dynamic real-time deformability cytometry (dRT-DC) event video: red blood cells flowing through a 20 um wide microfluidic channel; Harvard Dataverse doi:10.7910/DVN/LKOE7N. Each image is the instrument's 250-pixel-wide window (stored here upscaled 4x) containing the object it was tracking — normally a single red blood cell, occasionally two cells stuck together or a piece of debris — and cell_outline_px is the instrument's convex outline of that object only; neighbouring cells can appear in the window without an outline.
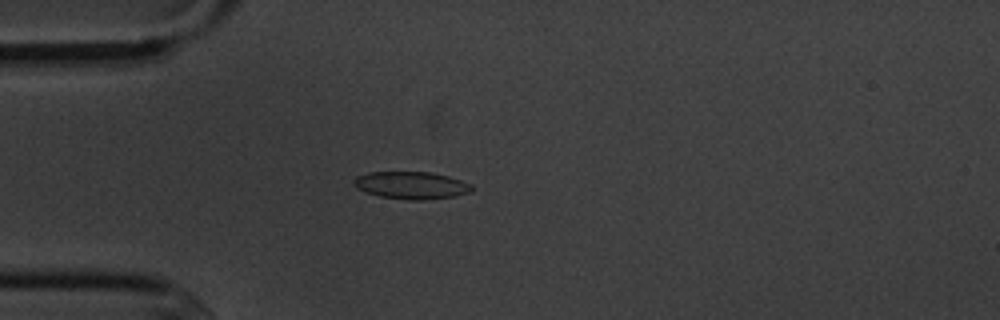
{"species": "common noctule bat (a hibernating species)", "species_latin": "Nyctalus noctula", "temperature_condition": "cold", "stored_images_in_passage": 5, "camera_frame_rate_fps": 3000, "um_per_image_px": 0.085, "animal": {"sex": "male", "body_mass_g": 20.1, "forearm_length_mm": 53.5}, "frame": {"image": 1, "passage_image": 2, "time_ms": 1.333, "image_size_px": [1000, 320], "cell_outline_px": [[472, 192], [456, 196], [424, 200], [408, 200], [380, 196], [364, 192], [356, 188], [352, 180], [356, 176], [368, 172], [432, 172], [448, 176], [472, 184]], "centroid_in_image_um": [34.95, 15.75], "position_along_channel_um": 50.0, "area_um2": 19.02}}
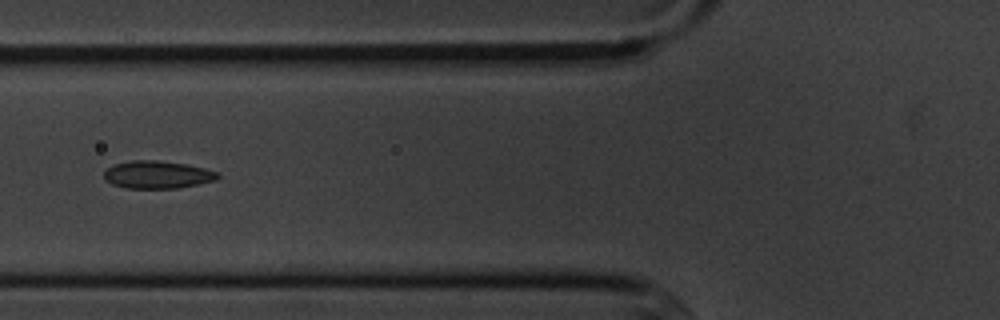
{"frame": {"image": 2, "passage_image": 4, "time_ms": 3.333, "image_size_px": [1000, 320], "cell_outline_px": [[220, 176], [216, 180], [176, 188], [124, 188], [112, 184], [104, 180], [104, 172], [112, 164], [132, 160], [156, 160], [188, 164], [220, 172]], "centroid_in_image_um": [13.36, 14.84], "position_along_channel_um": 112.4, "area_um2": 18.44}}
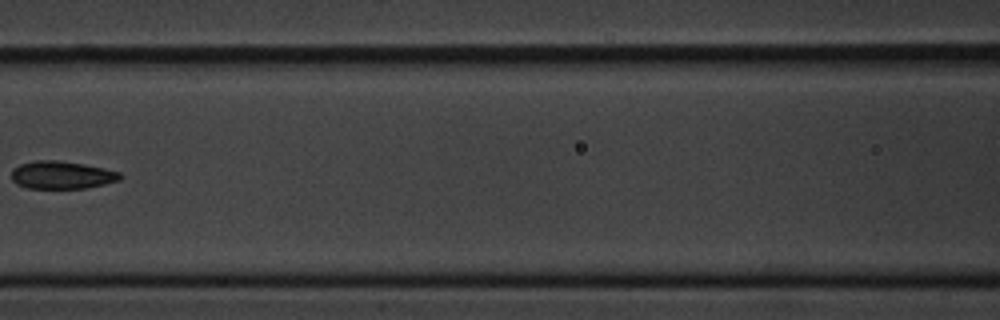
{"frame": {"image": 3, "passage_image": 5, "time_ms": 4.667, "image_size_px": [1000, 320], "cell_outline_px": [[124, 176], [120, 180], [88, 188], [28, 188], [16, 184], [12, 180], [12, 168], [20, 164], [36, 160], [56, 160], [84, 164], [104, 168], [120, 172]], "centroid_in_image_um": [5.26, 14.87], "position_along_channel_um": 161.3, "area_um2": 17.69}}